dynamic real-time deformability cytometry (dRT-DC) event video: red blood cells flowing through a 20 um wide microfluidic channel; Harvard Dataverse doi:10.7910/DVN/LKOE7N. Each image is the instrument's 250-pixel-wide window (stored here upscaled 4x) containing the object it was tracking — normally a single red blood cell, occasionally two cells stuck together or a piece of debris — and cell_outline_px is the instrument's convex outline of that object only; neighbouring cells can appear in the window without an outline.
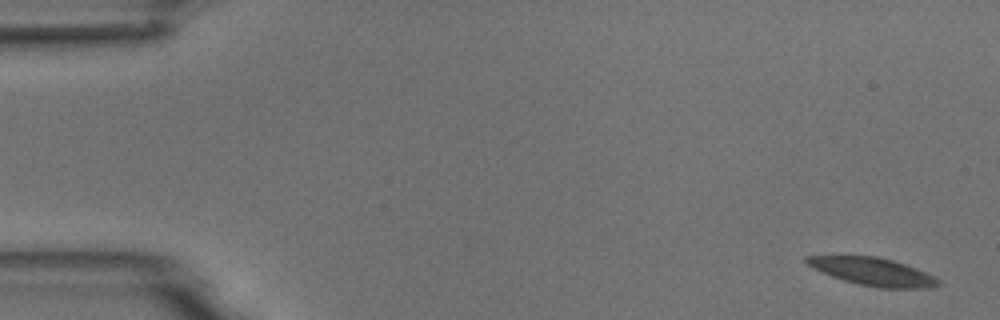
{"species": "common noctule bat (a hibernating species)", "species_latin": "Nyctalus noctula", "temperature_condition": "room temperature", "stored_images_in_passage": 5, "camera_frame_rate_fps": 3000, "um_per_image_px": 0.085, "animal": {"sex": "male", "body_mass_g": 18.8}, "frame": {"image": 1, "passage_image": 1, "time_ms": 0.0, "image_size_px": [1000, 320], "cell_outline_px": [[940, 284], [932, 288], [880, 288], [860, 284], [844, 280], [832, 276], [812, 268], [804, 260], [804, 256], [876, 256], [892, 260], [916, 268], [940, 280]], "centroid_in_image_um": [74.18, 23.09], "position_along_channel_um": 10.8, "area_um2": 21.04}}